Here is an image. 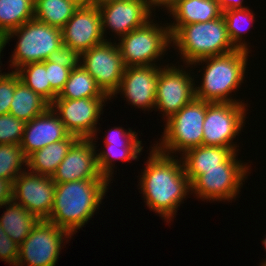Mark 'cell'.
<instances>
[{"label": "cell", "instance_id": "obj_8", "mask_svg": "<svg viewBox=\"0 0 266 266\" xmlns=\"http://www.w3.org/2000/svg\"><path fill=\"white\" fill-rule=\"evenodd\" d=\"M236 156L237 152H234L221 164V168L202 169V175H198L190 183L191 192L197 198L207 199L209 202L235 199L250 167L236 159Z\"/></svg>", "mask_w": 266, "mask_h": 266}, {"label": "cell", "instance_id": "obj_6", "mask_svg": "<svg viewBox=\"0 0 266 266\" xmlns=\"http://www.w3.org/2000/svg\"><path fill=\"white\" fill-rule=\"evenodd\" d=\"M17 36L18 42L11 57L10 67L15 71L32 62L46 61L49 54L62 46L61 29L40 22L35 18L10 31L4 38L5 44Z\"/></svg>", "mask_w": 266, "mask_h": 266}, {"label": "cell", "instance_id": "obj_41", "mask_svg": "<svg viewBox=\"0 0 266 266\" xmlns=\"http://www.w3.org/2000/svg\"><path fill=\"white\" fill-rule=\"evenodd\" d=\"M79 6H95L96 0H74Z\"/></svg>", "mask_w": 266, "mask_h": 266}, {"label": "cell", "instance_id": "obj_22", "mask_svg": "<svg viewBox=\"0 0 266 266\" xmlns=\"http://www.w3.org/2000/svg\"><path fill=\"white\" fill-rule=\"evenodd\" d=\"M78 139L79 137L71 134L64 140L51 143L42 149L34 151L27 157L26 167L28 171L39 175L52 176L66 157L71 146Z\"/></svg>", "mask_w": 266, "mask_h": 266}, {"label": "cell", "instance_id": "obj_5", "mask_svg": "<svg viewBox=\"0 0 266 266\" xmlns=\"http://www.w3.org/2000/svg\"><path fill=\"white\" fill-rule=\"evenodd\" d=\"M207 101L196 97L166 120L161 142L154 147L167 155L203 145V123ZM159 144V146H158Z\"/></svg>", "mask_w": 266, "mask_h": 266}, {"label": "cell", "instance_id": "obj_33", "mask_svg": "<svg viewBox=\"0 0 266 266\" xmlns=\"http://www.w3.org/2000/svg\"><path fill=\"white\" fill-rule=\"evenodd\" d=\"M20 77L15 71L5 73L0 77V115L8 114L12 102L16 84Z\"/></svg>", "mask_w": 266, "mask_h": 266}, {"label": "cell", "instance_id": "obj_4", "mask_svg": "<svg viewBox=\"0 0 266 266\" xmlns=\"http://www.w3.org/2000/svg\"><path fill=\"white\" fill-rule=\"evenodd\" d=\"M171 42L190 65L200 59L227 54L237 48L232 44L223 16L207 22L168 26Z\"/></svg>", "mask_w": 266, "mask_h": 266}, {"label": "cell", "instance_id": "obj_40", "mask_svg": "<svg viewBox=\"0 0 266 266\" xmlns=\"http://www.w3.org/2000/svg\"><path fill=\"white\" fill-rule=\"evenodd\" d=\"M175 0H148L149 2V5L155 9L156 6L158 7H161V6H164V7H168L170 6Z\"/></svg>", "mask_w": 266, "mask_h": 266}, {"label": "cell", "instance_id": "obj_31", "mask_svg": "<svg viewBox=\"0 0 266 266\" xmlns=\"http://www.w3.org/2000/svg\"><path fill=\"white\" fill-rule=\"evenodd\" d=\"M27 166V157L18 144H0V178L12 184L15 178L24 172L21 166ZM22 169V170H21Z\"/></svg>", "mask_w": 266, "mask_h": 266}, {"label": "cell", "instance_id": "obj_30", "mask_svg": "<svg viewBox=\"0 0 266 266\" xmlns=\"http://www.w3.org/2000/svg\"><path fill=\"white\" fill-rule=\"evenodd\" d=\"M254 12L248 7L245 9H232L222 13L226 22L227 32L232 44L237 49L249 51L248 44L242 41V35L248 31L247 23L251 24L254 21ZM242 41V42H241ZM244 42V43H243Z\"/></svg>", "mask_w": 266, "mask_h": 266}, {"label": "cell", "instance_id": "obj_25", "mask_svg": "<svg viewBox=\"0 0 266 266\" xmlns=\"http://www.w3.org/2000/svg\"><path fill=\"white\" fill-rule=\"evenodd\" d=\"M109 98L95 79L80 64L72 69L63 90L56 99Z\"/></svg>", "mask_w": 266, "mask_h": 266}, {"label": "cell", "instance_id": "obj_29", "mask_svg": "<svg viewBox=\"0 0 266 266\" xmlns=\"http://www.w3.org/2000/svg\"><path fill=\"white\" fill-rule=\"evenodd\" d=\"M26 86L38 93L49 104L58 94L51 88L46 72V61L25 64L15 71Z\"/></svg>", "mask_w": 266, "mask_h": 266}, {"label": "cell", "instance_id": "obj_7", "mask_svg": "<svg viewBox=\"0 0 266 266\" xmlns=\"http://www.w3.org/2000/svg\"><path fill=\"white\" fill-rule=\"evenodd\" d=\"M117 45L125 67L153 66L171 42L168 23L163 27L151 20L122 36Z\"/></svg>", "mask_w": 266, "mask_h": 266}, {"label": "cell", "instance_id": "obj_15", "mask_svg": "<svg viewBox=\"0 0 266 266\" xmlns=\"http://www.w3.org/2000/svg\"><path fill=\"white\" fill-rule=\"evenodd\" d=\"M98 8L103 37L109 27L119 39L149 21L153 10L148 0L113 1Z\"/></svg>", "mask_w": 266, "mask_h": 266}, {"label": "cell", "instance_id": "obj_36", "mask_svg": "<svg viewBox=\"0 0 266 266\" xmlns=\"http://www.w3.org/2000/svg\"><path fill=\"white\" fill-rule=\"evenodd\" d=\"M18 258L19 244L8 237L0 224V259L16 266Z\"/></svg>", "mask_w": 266, "mask_h": 266}, {"label": "cell", "instance_id": "obj_1", "mask_svg": "<svg viewBox=\"0 0 266 266\" xmlns=\"http://www.w3.org/2000/svg\"><path fill=\"white\" fill-rule=\"evenodd\" d=\"M151 149L150 157L140 175L139 189L147 207L170 222L182 200L191 191V185L181 158L179 161L175 156L164 154L155 147Z\"/></svg>", "mask_w": 266, "mask_h": 266}, {"label": "cell", "instance_id": "obj_3", "mask_svg": "<svg viewBox=\"0 0 266 266\" xmlns=\"http://www.w3.org/2000/svg\"><path fill=\"white\" fill-rule=\"evenodd\" d=\"M248 54L246 50L236 49L193 62L191 65L207 63L202 73V84L195 87V97L211 103H238L240 100L229 96L244 80Z\"/></svg>", "mask_w": 266, "mask_h": 266}, {"label": "cell", "instance_id": "obj_17", "mask_svg": "<svg viewBox=\"0 0 266 266\" xmlns=\"http://www.w3.org/2000/svg\"><path fill=\"white\" fill-rule=\"evenodd\" d=\"M92 138H79L52 175L56 184L82 179H107L98 169L97 149Z\"/></svg>", "mask_w": 266, "mask_h": 266}, {"label": "cell", "instance_id": "obj_21", "mask_svg": "<svg viewBox=\"0 0 266 266\" xmlns=\"http://www.w3.org/2000/svg\"><path fill=\"white\" fill-rule=\"evenodd\" d=\"M167 9L175 18L168 26L207 22L221 17L223 13L217 0H175Z\"/></svg>", "mask_w": 266, "mask_h": 266}, {"label": "cell", "instance_id": "obj_28", "mask_svg": "<svg viewBox=\"0 0 266 266\" xmlns=\"http://www.w3.org/2000/svg\"><path fill=\"white\" fill-rule=\"evenodd\" d=\"M35 0H0V38L34 19Z\"/></svg>", "mask_w": 266, "mask_h": 266}, {"label": "cell", "instance_id": "obj_27", "mask_svg": "<svg viewBox=\"0 0 266 266\" xmlns=\"http://www.w3.org/2000/svg\"><path fill=\"white\" fill-rule=\"evenodd\" d=\"M142 141H122L105 144L106 150L96 153L99 172L109 180L113 174L114 160L123 161L137 160L142 152ZM103 151V152H102Z\"/></svg>", "mask_w": 266, "mask_h": 266}, {"label": "cell", "instance_id": "obj_9", "mask_svg": "<svg viewBox=\"0 0 266 266\" xmlns=\"http://www.w3.org/2000/svg\"><path fill=\"white\" fill-rule=\"evenodd\" d=\"M71 237L69 232L54 223L40 220L19 245L16 266H23L25 263V266H55L63 241H68Z\"/></svg>", "mask_w": 266, "mask_h": 266}, {"label": "cell", "instance_id": "obj_11", "mask_svg": "<svg viewBox=\"0 0 266 266\" xmlns=\"http://www.w3.org/2000/svg\"><path fill=\"white\" fill-rule=\"evenodd\" d=\"M80 65L95 79L104 94L109 98L115 96L125 69L116 43L104 41L82 52Z\"/></svg>", "mask_w": 266, "mask_h": 266}, {"label": "cell", "instance_id": "obj_12", "mask_svg": "<svg viewBox=\"0 0 266 266\" xmlns=\"http://www.w3.org/2000/svg\"><path fill=\"white\" fill-rule=\"evenodd\" d=\"M107 99L111 100L110 98L55 99L50 107L70 134L94 140L98 130L97 122Z\"/></svg>", "mask_w": 266, "mask_h": 266}, {"label": "cell", "instance_id": "obj_39", "mask_svg": "<svg viewBox=\"0 0 266 266\" xmlns=\"http://www.w3.org/2000/svg\"><path fill=\"white\" fill-rule=\"evenodd\" d=\"M244 0H217L219 7L222 12L232 10V9H245L242 3Z\"/></svg>", "mask_w": 266, "mask_h": 266}, {"label": "cell", "instance_id": "obj_18", "mask_svg": "<svg viewBox=\"0 0 266 266\" xmlns=\"http://www.w3.org/2000/svg\"><path fill=\"white\" fill-rule=\"evenodd\" d=\"M159 69L153 66H128L125 67L120 86L115 94L121 92L128 103L138 109L155 108Z\"/></svg>", "mask_w": 266, "mask_h": 266}, {"label": "cell", "instance_id": "obj_13", "mask_svg": "<svg viewBox=\"0 0 266 266\" xmlns=\"http://www.w3.org/2000/svg\"><path fill=\"white\" fill-rule=\"evenodd\" d=\"M163 67L159 69L155 109L163 112L168 120L195 98L196 85L194 77L184 69L173 64Z\"/></svg>", "mask_w": 266, "mask_h": 266}, {"label": "cell", "instance_id": "obj_24", "mask_svg": "<svg viewBox=\"0 0 266 266\" xmlns=\"http://www.w3.org/2000/svg\"><path fill=\"white\" fill-rule=\"evenodd\" d=\"M49 107L50 104L43 97L19 81L15 87L9 113L27 123L43 114Z\"/></svg>", "mask_w": 266, "mask_h": 266}, {"label": "cell", "instance_id": "obj_23", "mask_svg": "<svg viewBox=\"0 0 266 266\" xmlns=\"http://www.w3.org/2000/svg\"><path fill=\"white\" fill-rule=\"evenodd\" d=\"M2 206H6V211L0 217V224L8 237L20 245L40 219L13 200L2 204L1 208Z\"/></svg>", "mask_w": 266, "mask_h": 266}, {"label": "cell", "instance_id": "obj_37", "mask_svg": "<svg viewBox=\"0 0 266 266\" xmlns=\"http://www.w3.org/2000/svg\"><path fill=\"white\" fill-rule=\"evenodd\" d=\"M105 139V144L122 142V141H140L138 140V134L131 129L124 130L122 127H114L110 129Z\"/></svg>", "mask_w": 266, "mask_h": 266}, {"label": "cell", "instance_id": "obj_35", "mask_svg": "<svg viewBox=\"0 0 266 266\" xmlns=\"http://www.w3.org/2000/svg\"><path fill=\"white\" fill-rule=\"evenodd\" d=\"M47 61L75 69L80 64V54L75 49L62 44L56 51L49 54Z\"/></svg>", "mask_w": 266, "mask_h": 266}, {"label": "cell", "instance_id": "obj_32", "mask_svg": "<svg viewBox=\"0 0 266 266\" xmlns=\"http://www.w3.org/2000/svg\"><path fill=\"white\" fill-rule=\"evenodd\" d=\"M25 124L10 113L0 115V144L20 145Z\"/></svg>", "mask_w": 266, "mask_h": 266}, {"label": "cell", "instance_id": "obj_19", "mask_svg": "<svg viewBox=\"0 0 266 266\" xmlns=\"http://www.w3.org/2000/svg\"><path fill=\"white\" fill-rule=\"evenodd\" d=\"M71 134L59 116L49 107L43 114L25 124L20 146L28 157L34 151L69 137Z\"/></svg>", "mask_w": 266, "mask_h": 266}, {"label": "cell", "instance_id": "obj_14", "mask_svg": "<svg viewBox=\"0 0 266 266\" xmlns=\"http://www.w3.org/2000/svg\"><path fill=\"white\" fill-rule=\"evenodd\" d=\"M55 188L52 176L25 170L13 181L12 200L40 220H47L52 212Z\"/></svg>", "mask_w": 266, "mask_h": 266}, {"label": "cell", "instance_id": "obj_42", "mask_svg": "<svg viewBox=\"0 0 266 266\" xmlns=\"http://www.w3.org/2000/svg\"><path fill=\"white\" fill-rule=\"evenodd\" d=\"M113 1H122V0H96L95 6L99 7Z\"/></svg>", "mask_w": 266, "mask_h": 266}, {"label": "cell", "instance_id": "obj_34", "mask_svg": "<svg viewBox=\"0 0 266 266\" xmlns=\"http://www.w3.org/2000/svg\"><path fill=\"white\" fill-rule=\"evenodd\" d=\"M72 69L46 60V72L51 88L59 95Z\"/></svg>", "mask_w": 266, "mask_h": 266}, {"label": "cell", "instance_id": "obj_2", "mask_svg": "<svg viewBox=\"0 0 266 266\" xmlns=\"http://www.w3.org/2000/svg\"><path fill=\"white\" fill-rule=\"evenodd\" d=\"M109 183V179H82L56 184L47 220L74 235L99 209Z\"/></svg>", "mask_w": 266, "mask_h": 266}, {"label": "cell", "instance_id": "obj_10", "mask_svg": "<svg viewBox=\"0 0 266 266\" xmlns=\"http://www.w3.org/2000/svg\"><path fill=\"white\" fill-rule=\"evenodd\" d=\"M247 104L207 102L203 123V145L237 149L234 138L243 128Z\"/></svg>", "mask_w": 266, "mask_h": 266}, {"label": "cell", "instance_id": "obj_44", "mask_svg": "<svg viewBox=\"0 0 266 266\" xmlns=\"http://www.w3.org/2000/svg\"><path fill=\"white\" fill-rule=\"evenodd\" d=\"M266 236V235H265ZM262 243L264 244V249H265V251H266V238L265 239H263L262 240ZM265 262H262L261 264V266H263L265 263H266V260H264Z\"/></svg>", "mask_w": 266, "mask_h": 266}, {"label": "cell", "instance_id": "obj_16", "mask_svg": "<svg viewBox=\"0 0 266 266\" xmlns=\"http://www.w3.org/2000/svg\"><path fill=\"white\" fill-rule=\"evenodd\" d=\"M61 32L63 45L75 49L79 54L107 41L102 34L97 6H79Z\"/></svg>", "mask_w": 266, "mask_h": 266}, {"label": "cell", "instance_id": "obj_38", "mask_svg": "<svg viewBox=\"0 0 266 266\" xmlns=\"http://www.w3.org/2000/svg\"><path fill=\"white\" fill-rule=\"evenodd\" d=\"M13 184L9 180L0 178V207L2 204L12 200Z\"/></svg>", "mask_w": 266, "mask_h": 266}, {"label": "cell", "instance_id": "obj_20", "mask_svg": "<svg viewBox=\"0 0 266 266\" xmlns=\"http://www.w3.org/2000/svg\"><path fill=\"white\" fill-rule=\"evenodd\" d=\"M237 151L235 148L204 145L187 150L182 154V161L189 182L202 175V169L221 168V164Z\"/></svg>", "mask_w": 266, "mask_h": 266}, {"label": "cell", "instance_id": "obj_26", "mask_svg": "<svg viewBox=\"0 0 266 266\" xmlns=\"http://www.w3.org/2000/svg\"><path fill=\"white\" fill-rule=\"evenodd\" d=\"M78 8L74 0H35L34 18L62 29Z\"/></svg>", "mask_w": 266, "mask_h": 266}, {"label": "cell", "instance_id": "obj_43", "mask_svg": "<svg viewBox=\"0 0 266 266\" xmlns=\"http://www.w3.org/2000/svg\"><path fill=\"white\" fill-rule=\"evenodd\" d=\"M5 46H6V44L3 40V38H0V56H1L2 50L4 49ZM0 60H1V57H0ZM0 63H1V61H0ZM0 69H1V66H0ZM0 72H1V70H0ZM3 75H4V73H0V77H2Z\"/></svg>", "mask_w": 266, "mask_h": 266}]
</instances>
